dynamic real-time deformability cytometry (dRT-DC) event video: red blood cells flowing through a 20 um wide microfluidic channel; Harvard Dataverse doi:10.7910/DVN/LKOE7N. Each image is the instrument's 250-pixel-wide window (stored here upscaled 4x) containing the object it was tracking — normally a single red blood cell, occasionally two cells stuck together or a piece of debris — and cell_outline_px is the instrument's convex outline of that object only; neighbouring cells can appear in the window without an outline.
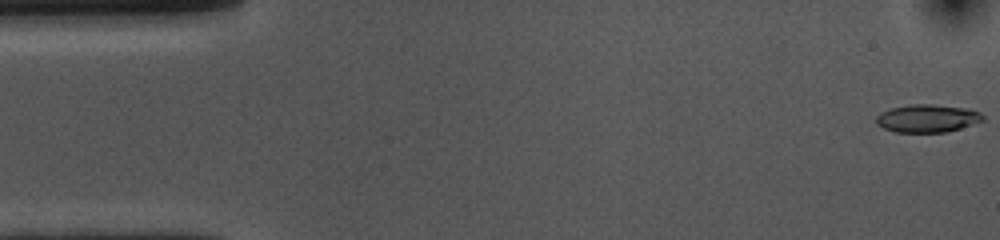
{"species": "common noctule bat (a hibernating species)", "species_latin": "Nyctalus noctula", "temperature_condition": "cold", "stored_images_in_passage": 53, "camera_frame_rate_fps": 3000, "um_per_image_px": 0.085, "animal": {"sex": "female", "body_mass_g": 10.0, "forearm_length_mm": 53.1}, "frame": {"image": 1, "passage_image": 1, "time_ms": 0.0, "image_size_px": [1000, 240], "cell_outline_px": [[984, 120], [948, 132], [896, 132], [884, 128], [876, 124], [876, 116], [880, 112], [892, 108], [912, 104], [932, 104], [968, 108], [980, 112], [984, 116]], "centroid_in_image_um": [78.83, 10.06], "position_along_channel_um": 6.2, "area_um2": 17.34}}
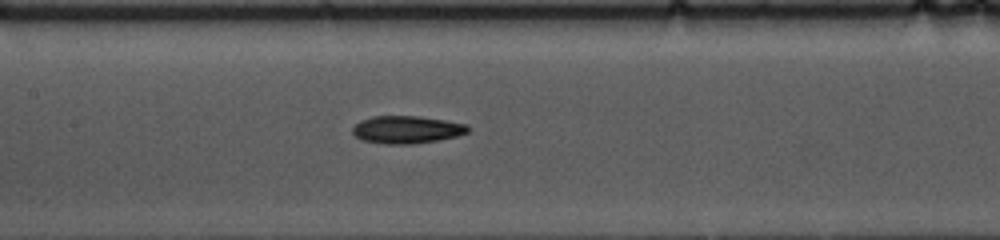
{"frame": {"image": 2, "passage_image": 24, "time_ms": 7.667, "image_size_px": [1000, 240], "cell_outline_px": [[468, 132], [456, 136], [436, 140], [412, 144], [384, 144], [360, 140], [352, 132], [352, 128], [360, 120], [372, 116], [420, 116], [468, 124]], "centroid_in_image_um": [34.53, 11.01], "position_along_channel_um": 172.9, "area_um2": 18.55}}
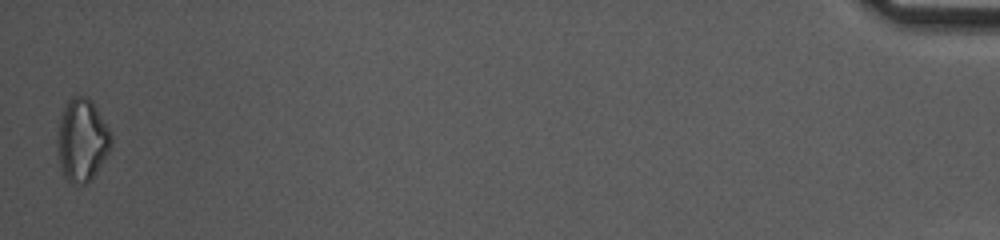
{"frame": {"image": 3, "passage_image": 53, "time_ms": 17.333, "image_size_px": [1000, 240], "cell_outline_px": [[112, 148], [96, 172], [84, 184], [72, 184], [64, 176], [60, 168], [56, 140], [60, 120], [64, 108], [68, 100], [72, 96], [88, 96], [92, 100], [108, 128], [112, 136]], "centroid_in_image_um": [6.97, 11.9], "position_along_channel_um": 428.2, "area_um2": 25.89}, "authors_computed_cell_mechanics": {"area_um2": 17.918, "velocity_mm_per_s": 3.6872, "shape_relaxation_time_tau1_ms": 5.132, "shape_relaxation_time_tau2_ms": null, "deformation_change_tau1": 0.1461, "deformation_change_tau2": null}}